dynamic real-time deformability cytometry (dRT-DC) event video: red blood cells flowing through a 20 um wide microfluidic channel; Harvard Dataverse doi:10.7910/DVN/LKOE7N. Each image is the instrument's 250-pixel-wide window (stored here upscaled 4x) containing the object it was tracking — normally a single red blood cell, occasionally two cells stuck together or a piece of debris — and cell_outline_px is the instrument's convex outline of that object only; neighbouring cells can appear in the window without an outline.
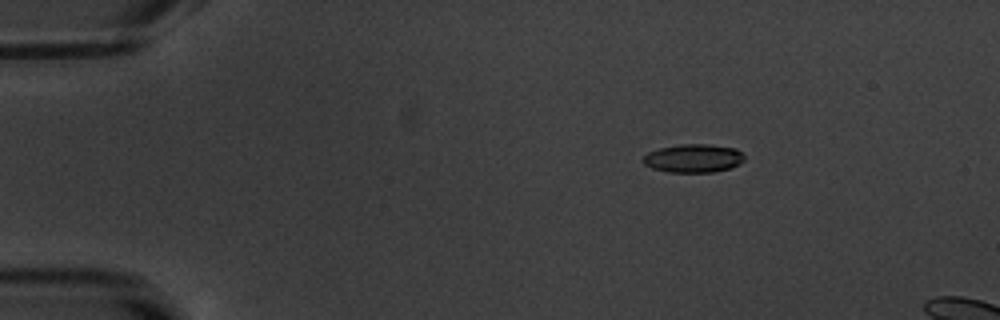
{"species": "common noctule bat (a hibernating species)", "species_latin": "Nyctalus noctula", "temperature_condition": "warm", "stored_images_in_passage": 16, "camera_frame_rate_fps": 3000, "um_per_image_px": 0.085, "animal": {"sex": "male", "body_mass_g": 20.1, "forearm_length_mm": 53.5}, "frame": {"image": 1, "passage_image": 10, "time_ms": 3.0, "image_size_px": [1000, 320], "cell_outline_px": [[744, 160], [740, 164], [728, 168], [712, 172], [668, 172], [652, 168], [644, 164], [640, 160], [648, 152], [660, 148], [680, 144], [708, 144], [736, 148], [744, 156]], "centroid_in_image_um": [58.91, 13.45], "position_along_channel_um": 26.1, "area_um2": 16.76}}